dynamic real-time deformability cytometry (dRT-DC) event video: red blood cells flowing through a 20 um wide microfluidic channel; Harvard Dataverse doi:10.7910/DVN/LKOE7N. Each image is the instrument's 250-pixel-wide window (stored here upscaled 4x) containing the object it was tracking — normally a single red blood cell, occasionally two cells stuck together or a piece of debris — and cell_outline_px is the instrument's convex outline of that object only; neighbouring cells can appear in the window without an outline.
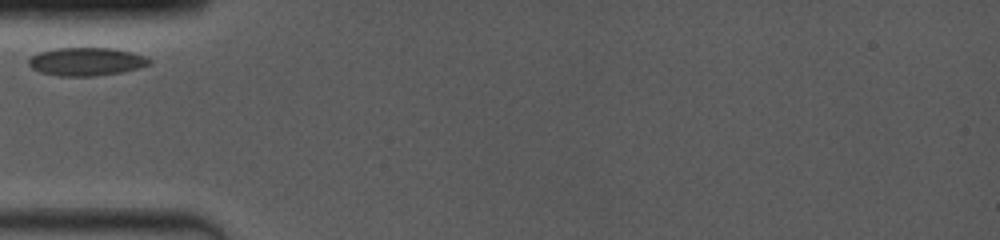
{"species": "common noctule bat (a hibernating species)", "species_latin": "Nyctalus noctula", "temperature_condition": "room temperature", "stored_images_in_passage": 6, "segment_of_instrument_passage": [1, 2], "camera_frame_rate_fps": 4000, "um_per_image_px": 0.085, "animal": {"sex": "female", "body_mass_g": 19.0, "forearm_length_mm": 53.3}, "frame": {"image": 1, "passage_image": 1, "time_ms": 0.0, "image_size_px": [1000, 240], "cell_outline_px": [[152, 64], [140, 68], [120, 72], [96, 76], [60, 76], [40, 72], [32, 68], [28, 64], [28, 60], [32, 56], [40, 52], [56, 48], [112, 48], [144, 56], [152, 60]], "centroid_in_image_um": [7.35, 5.24], "position_along_channel_um": 77.7, "area_um2": 19.71}}
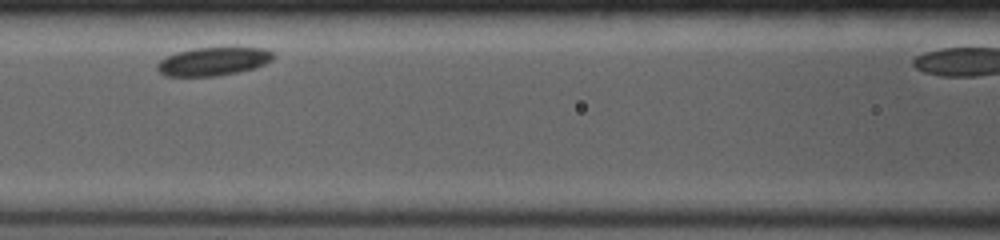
{"frame": {"image": 2, "passage_image": 3, "time_ms": 2.0, "image_size_px": [1000, 240], "cell_outline_px": [[272, 60], [256, 68], [216, 76], [164, 76], [156, 68], [156, 64], [160, 60], [176, 52], [192, 48], [264, 48], [272, 52]], "centroid_in_image_um": [18.09, 5.22], "position_along_channel_um": 148.5, "area_um2": 19.02}}
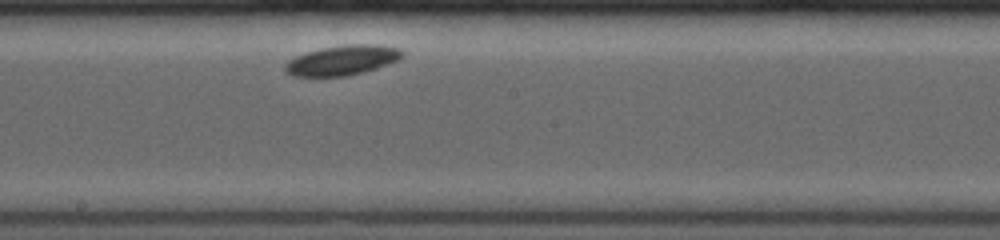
{"frame": {"image": 3, "passage_image": 5, "time_ms": 4.0, "image_size_px": [1000, 240], "cell_outline_px": [[404, 56], [396, 60], [376, 68], [344, 76], [292, 76], [284, 72], [284, 64], [288, 60], [296, 56], [320, 48], [348, 44], [376, 44], [396, 48], [404, 52]], "centroid_in_image_um": [29.04, 5.11], "position_along_channel_um": 219.2, "area_um2": 20.17}}